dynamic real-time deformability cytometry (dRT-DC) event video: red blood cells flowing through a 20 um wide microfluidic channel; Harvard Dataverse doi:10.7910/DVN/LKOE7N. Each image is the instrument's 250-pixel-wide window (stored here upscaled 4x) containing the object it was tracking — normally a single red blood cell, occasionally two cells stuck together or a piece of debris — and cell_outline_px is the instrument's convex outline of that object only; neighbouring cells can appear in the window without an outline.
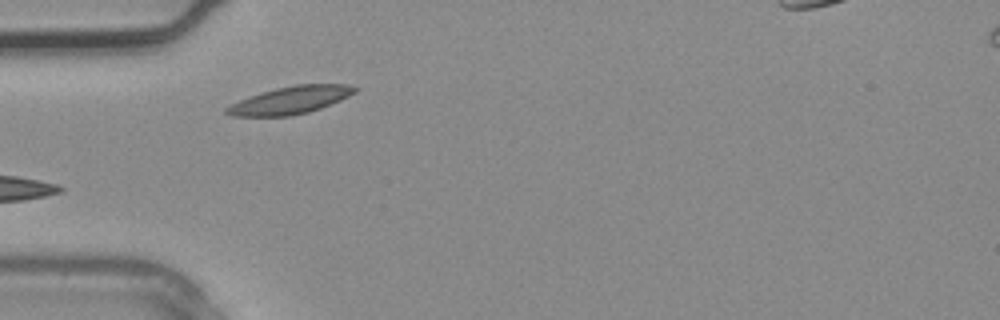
{"species": "common noctule bat (a hibernating species)", "species_latin": "Nyctalus noctula", "temperature_condition": "warm", "stored_images_in_passage": 2, "camera_frame_rate_fps": 3000, "um_per_image_px": 0.085, "animal": {"sex": "male", "body_mass_g": 20.4}, "frame": {"image": 1, "passage_image": 1, "time_ms": 0.0, "image_size_px": [1000, 320], "cell_outline_px": [[360, 88], [356, 92], [340, 100], [320, 108], [308, 112], [292, 116], [232, 116], [224, 112], [224, 108], [240, 100], [260, 92], [276, 88], [296, 84], [344, 84]], "centroid_in_image_um": [24.68, 8.51], "position_along_channel_um": 60.3, "area_um2": 20.52}}
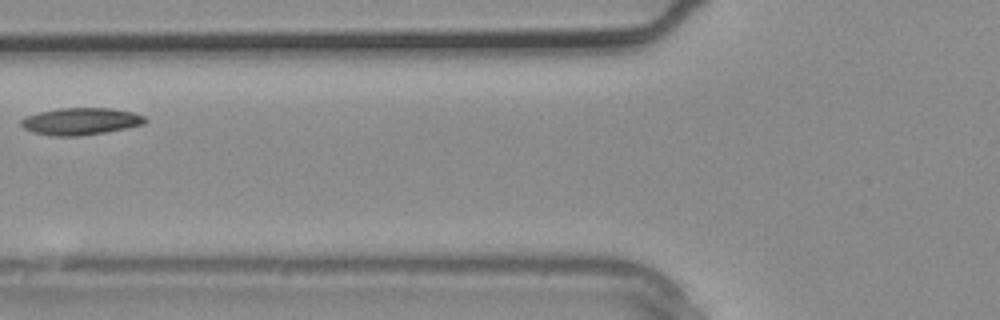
{"frame": {"image": 2, "passage_image": 2, "time_ms": 0.333, "image_size_px": [1000, 320], "cell_outline_px": [[148, 120], [144, 124], [104, 132], [80, 136], [56, 136], [32, 132], [24, 128], [20, 124], [20, 120], [24, 116], [40, 112], [60, 108], [112, 108], [132, 112], [144, 116]], "centroid_in_image_um": [6.84, 10.31], "position_along_channel_um": 119.0, "area_um2": 19.48}}